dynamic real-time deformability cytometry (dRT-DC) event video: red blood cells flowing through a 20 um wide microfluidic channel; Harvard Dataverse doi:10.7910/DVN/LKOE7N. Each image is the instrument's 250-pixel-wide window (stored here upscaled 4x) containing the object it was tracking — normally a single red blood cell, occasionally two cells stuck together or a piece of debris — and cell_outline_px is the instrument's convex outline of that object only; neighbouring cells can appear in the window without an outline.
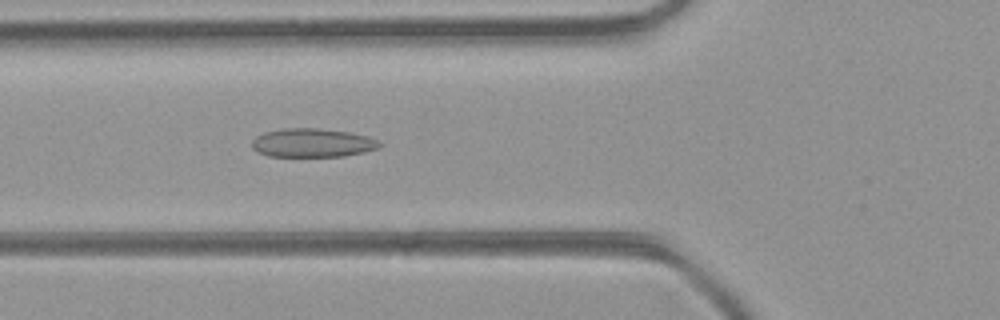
{"species": "common noctule bat (a hibernating species)", "species_latin": "Nyctalus noctula", "temperature_condition": "room temperature", "stored_images_in_passage": 47, "camera_frame_rate_fps": 3000, "um_per_image_px": 0.085, "animal": {"sex": "female", "body_mass_g": 21.9}, "frame": {"image": 1, "passage_image": 17, "time_ms": 5.333, "image_size_px": [1000, 320], "cell_outline_px": [[384, 144], [380, 148], [364, 152], [344, 156], [268, 156], [252, 148], [252, 140], [256, 136], [264, 132], [284, 128], [316, 128], [348, 132], [368, 136]], "centroid_in_image_um": [26.58, 12.14], "position_along_channel_um": 99.2, "area_um2": 21.33}}
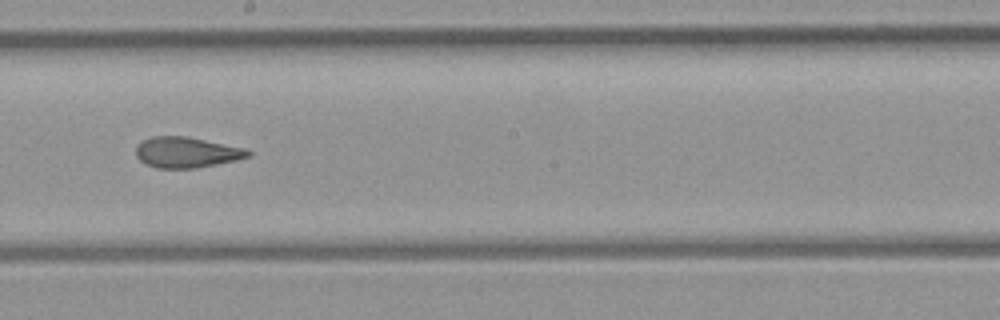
{"frame": {"image": 2, "passage_image": 26, "time_ms": 8.333, "image_size_px": [1000, 320], "cell_outline_px": [[252, 156], [236, 160], [196, 168], [156, 168], [144, 164], [136, 156], [136, 144], [152, 136], [184, 136], [244, 148], [252, 152]], "centroid_in_image_um": [15.83, 12.96], "position_along_channel_um": 232.4, "area_um2": 20.0}}
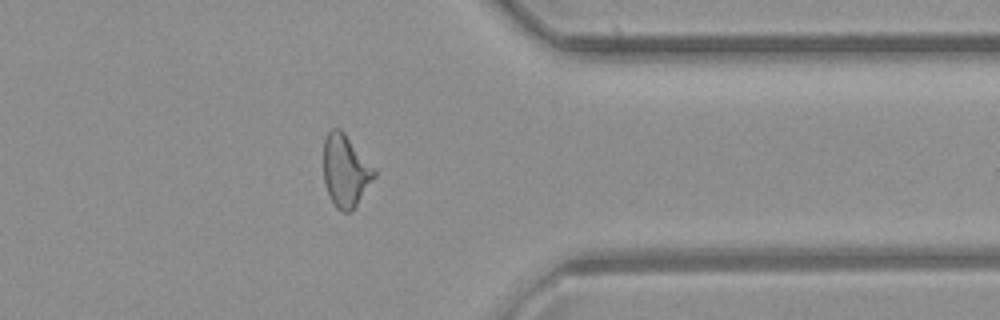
{"frame": {"image": 3, "passage_image": 37, "time_ms": 12.0, "image_size_px": [1000, 320], "cell_outline_px": [[376, 176], [352, 212], [344, 212], [336, 208], [332, 204], [324, 184], [324, 140], [328, 132], [332, 128], [340, 128], [344, 132], [376, 168]], "centroid_in_image_um": [29.38, 14.53], "position_along_channel_um": 382.0, "area_um2": 21.68}, "authors_computed_cell_mechanics": {"area_um2": 21.675, "velocity_mm_per_s": 4.4077, "shape_relaxation_time_tau1_ms": null, "shape_relaxation_time_tau2_ms": 1.8186, "deformation_change_tau1": null, "deformation_change_tau2": 0.0828}}